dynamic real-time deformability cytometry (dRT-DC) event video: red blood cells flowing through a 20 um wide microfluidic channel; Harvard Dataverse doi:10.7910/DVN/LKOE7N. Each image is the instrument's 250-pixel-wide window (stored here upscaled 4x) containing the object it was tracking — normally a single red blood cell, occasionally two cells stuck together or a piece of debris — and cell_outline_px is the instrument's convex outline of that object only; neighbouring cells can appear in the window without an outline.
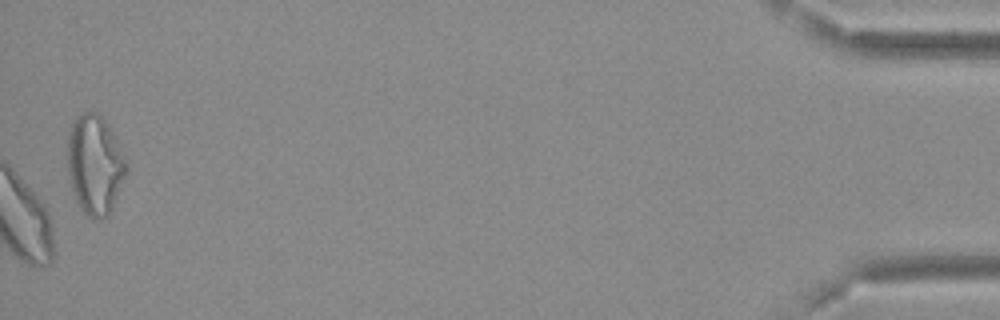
{"species": "Egyptian fruit bat (a non-hibernating species)", "species_latin": "Rousettus aegyptiacus", "temperature_condition": "cold", "stored_images_in_passage": 56, "camera_frame_rate_fps": 3000, "um_per_image_px": 0.085, "frame": {"image": 1, "passage_image": 56, "time_ms": 18.333, "image_size_px": [1000, 320], "cell_outline_px": [[128, 168], [112, 208], [108, 216], [100, 220], [92, 220], [76, 204], [68, 176], [68, 132], [72, 120], [84, 112], [96, 112], [108, 124], [128, 164]], "centroid_in_image_um": [8.04, 14.03], "position_along_channel_um": 427.2, "area_um2": 34.22}}